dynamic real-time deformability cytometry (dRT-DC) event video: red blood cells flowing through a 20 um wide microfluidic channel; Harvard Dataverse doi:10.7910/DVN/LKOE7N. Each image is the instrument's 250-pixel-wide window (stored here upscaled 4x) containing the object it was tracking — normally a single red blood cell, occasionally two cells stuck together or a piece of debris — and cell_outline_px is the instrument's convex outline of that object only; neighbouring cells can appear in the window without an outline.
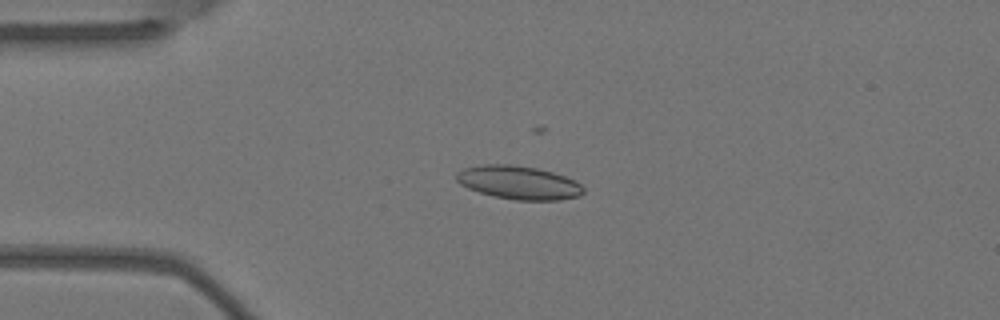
{"species": "Egyptian fruit bat (a non-hibernating species)", "species_latin": "Rousettus aegyptiacus", "temperature_condition": "warm", "stored_images_in_passage": 6, "camera_frame_rate_fps": 3000, "um_per_image_px": 0.085, "animal": {"sex": "female"}, "frame": {"image": 1, "passage_image": 4, "time_ms": 1.0, "image_size_px": [1000, 320], "cell_outline_px": [[584, 192], [580, 196], [560, 200], [516, 200], [492, 196], [468, 188], [460, 184], [456, 180], [456, 172], [464, 168], [484, 164], [512, 164], [536, 168], [552, 172], [576, 180], [584, 188]], "centroid_in_image_um": [44.09, 15.52], "position_along_channel_um": 40.9, "area_um2": 24.85}}
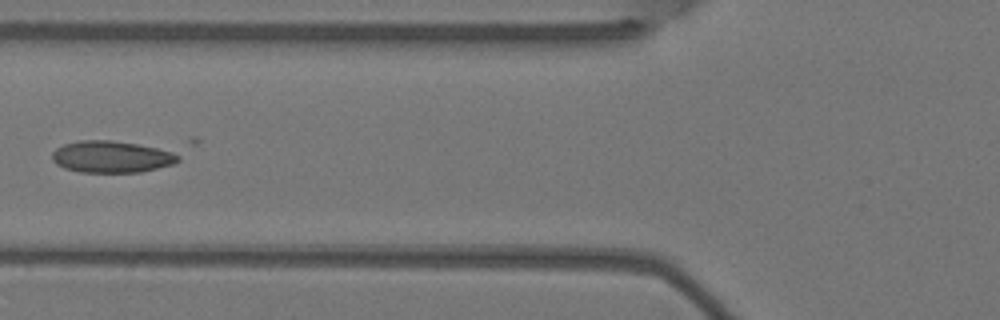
{"frame": {"image": 2, "passage_image": 6, "time_ms": 1.667, "image_size_px": [1000, 320], "cell_outline_px": [[180, 160], [172, 164], [140, 172], [80, 172], [64, 168], [56, 164], [52, 160], [52, 152], [56, 148], [64, 144], [80, 140], [112, 140], [136, 144], [180, 152]], "centroid_in_image_um": [9.5, 13.32], "position_along_channel_um": 116.3, "area_um2": 23.47}}